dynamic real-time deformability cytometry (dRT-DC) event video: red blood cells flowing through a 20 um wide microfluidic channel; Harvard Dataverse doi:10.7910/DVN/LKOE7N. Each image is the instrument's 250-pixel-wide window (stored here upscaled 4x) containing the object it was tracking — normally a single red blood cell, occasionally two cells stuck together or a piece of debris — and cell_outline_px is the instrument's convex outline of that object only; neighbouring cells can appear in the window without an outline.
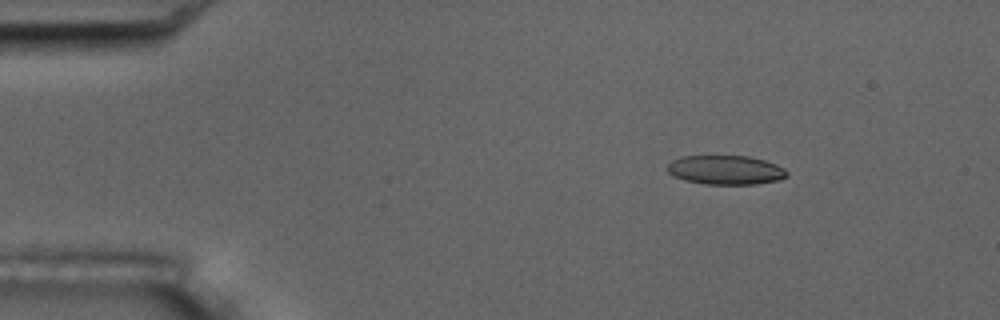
{"species": "common noctule bat (a hibernating species)", "species_latin": "Nyctalus noctula", "temperature_condition": "room temperature", "stored_images_in_passage": 6, "camera_frame_rate_fps": 3000, "um_per_image_px": 0.085, "animal": {"sex": "male", "body_mass_g": 17.5, "forearm_length_mm": 52.3}, "frame": {"image": 1, "passage_image": 2, "time_ms": 1.333, "image_size_px": [1000, 320], "cell_outline_px": [[788, 176], [780, 180], [756, 184], [704, 184], [684, 180], [672, 176], [664, 168], [672, 160], [680, 156], [748, 156], [764, 160], [776, 164], [784, 168], [788, 172]], "centroid_in_image_um": [61.65, 14.45], "position_along_channel_um": 23.3, "area_um2": 20.58}}